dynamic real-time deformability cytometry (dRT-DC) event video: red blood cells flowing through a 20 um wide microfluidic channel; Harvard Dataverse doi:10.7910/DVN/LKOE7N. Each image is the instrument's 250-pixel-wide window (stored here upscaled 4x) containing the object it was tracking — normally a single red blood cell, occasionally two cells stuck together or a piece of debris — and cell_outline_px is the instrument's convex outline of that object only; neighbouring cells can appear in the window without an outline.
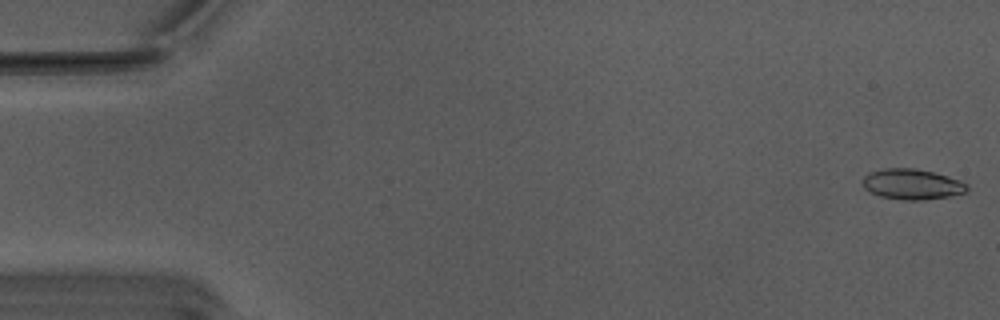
{"species": "Egyptian fruit bat (a non-hibernating species)", "species_latin": "Rousettus aegyptiacus", "temperature_condition": "warm", "stored_images_in_passage": 7, "camera_frame_rate_fps": 3000, "um_per_image_px": 0.085, "animal": {"sex": "male"}, "frame": {"image": 1, "passage_image": 1, "time_ms": 0.0, "image_size_px": [1000, 320], "cell_outline_px": [[968, 188], [964, 192], [948, 196], [924, 200], [904, 200], [880, 196], [868, 192], [864, 188], [860, 180], [868, 172], [884, 168], [916, 168], [948, 176], [960, 180], [968, 184]], "centroid_in_image_um": [77.46, 15.65], "position_along_channel_um": 7.5, "area_um2": 18.73}}